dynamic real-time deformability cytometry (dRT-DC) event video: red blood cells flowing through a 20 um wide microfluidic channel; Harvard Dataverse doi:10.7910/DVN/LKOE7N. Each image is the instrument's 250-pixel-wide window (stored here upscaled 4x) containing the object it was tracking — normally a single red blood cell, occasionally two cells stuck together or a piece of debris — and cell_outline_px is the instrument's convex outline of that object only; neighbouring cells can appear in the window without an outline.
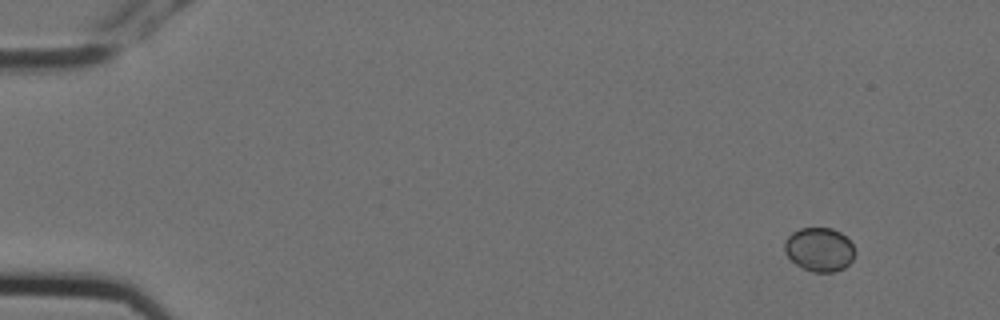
{"species": "Egyptian fruit bat (a non-hibernating species)", "species_latin": "Rousettus aegyptiacus", "temperature_condition": "cold", "stored_images_in_passage": 8, "camera_frame_rate_fps": 3000, "um_per_image_px": 0.085, "animal": {"sex": "female"}, "frame": {"image": 1, "passage_image": 1, "time_ms": 0.0, "image_size_px": [1000, 320], "cell_outline_px": [[856, 252], [852, 260], [844, 268], [832, 272], [812, 272], [796, 264], [784, 252], [784, 240], [792, 232], [800, 228], [832, 228], [840, 232], [852, 244]], "centroid_in_image_um": [69.64, 21.2], "position_along_channel_um": 15.4, "area_um2": 17.98}}
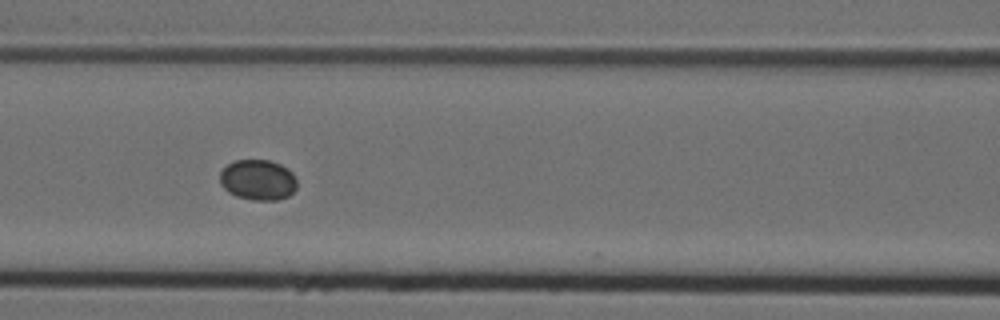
{"frame": {"image": 2, "passage_image": 7, "time_ms": 2.0, "image_size_px": [1000, 320], "cell_outline_px": [[296, 188], [288, 196], [276, 200], [256, 200], [236, 196], [228, 192], [220, 184], [220, 172], [228, 164], [236, 160], [268, 160], [280, 164], [288, 168], [292, 172], [296, 180]], "centroid_in_image_um": [21.92, 15.29], "position_along_channel_um": 144.7, "area_um2": 18.15}}
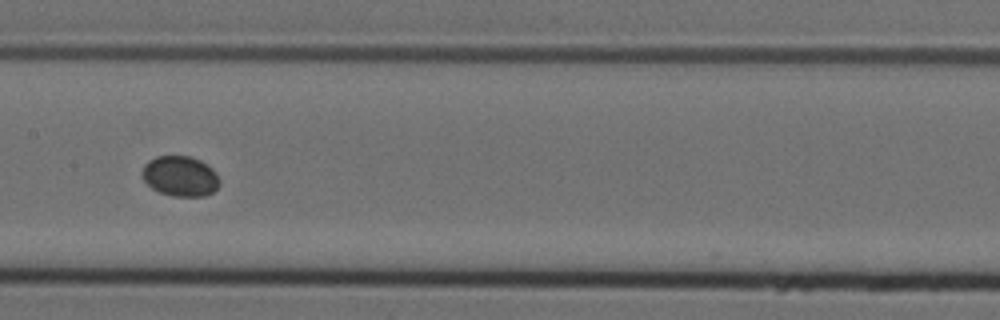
{"frame": {"image": 3, "passage_image": 8, "time_ms": 2.333, "image_size_px": [1000, 320], "cell_outline_px": [[220, 184], [212, 192], [204, 196], [172, 196], [160, 192], [152, 188], [144, 180], [144, 164], [148, 160], [156, 156], [188, 156], [200, 160], [212, 168], [216, 172], [220, 180]], "centroid_in_image_um": [15.34, 14.97], "position_along_channel_um": 192.1, "area_um2": 18.03}}